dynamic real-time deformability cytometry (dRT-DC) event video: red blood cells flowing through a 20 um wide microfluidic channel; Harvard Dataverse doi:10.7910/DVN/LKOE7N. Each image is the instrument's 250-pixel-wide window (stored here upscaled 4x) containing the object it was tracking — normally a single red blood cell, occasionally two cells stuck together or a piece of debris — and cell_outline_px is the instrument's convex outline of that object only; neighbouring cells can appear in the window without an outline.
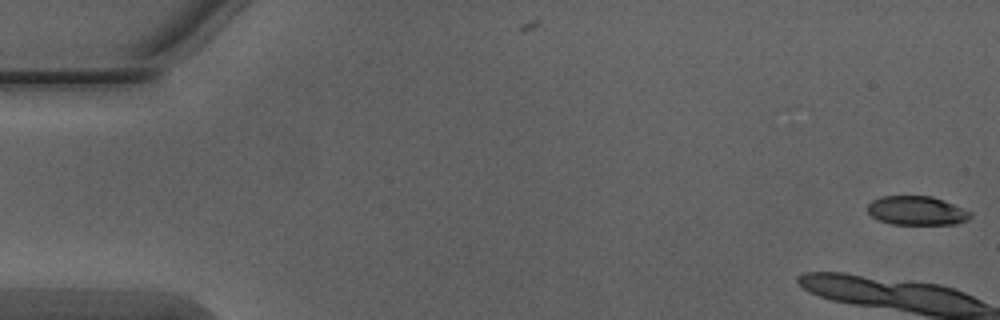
{"species": "Egyptian fruit bat (a non-hibernating species)", "species_latin": "Rousettus aegyptiacus", "temperature_condition": "warm", "stored_images_in_passage": 12, "camera_frame_rate_fps": 3000, "um_per_image_px": 0.085, "animal": {"sex": "male"}, "frame": {"image": 1, "passage_image": 1, "time_ms": 0.0, "image_size_px": [1000, 320], "cell_outline_px": [[972, 216], [968, 220], [956, 224], [892, 224], [880, 220], [872, 216], [868, 212], [868, 204], [872, 200], [880, 196], [932, 196], [944, 200], [972, 212]], "centroid_in_image_um": [77.94, 17.9], "position_along_channel_um": 7.1, "area_um2": 17.4}}